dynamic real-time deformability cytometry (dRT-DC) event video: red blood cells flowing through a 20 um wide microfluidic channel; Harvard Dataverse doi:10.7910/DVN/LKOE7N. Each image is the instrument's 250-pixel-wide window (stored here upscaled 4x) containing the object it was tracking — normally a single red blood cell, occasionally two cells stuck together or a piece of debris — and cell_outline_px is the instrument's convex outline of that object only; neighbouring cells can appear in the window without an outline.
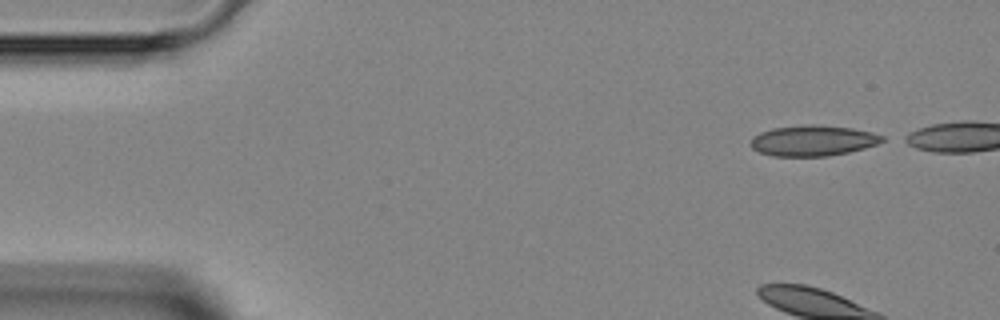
{"species": "Egyptian fruit bat (a non-hibernating species)", "species_latin": "Rousettus aegyptiacus", "temperature_condition": "room temperature", "stored_images_in_passage": 5, "camera_frame_rate_fps": 3000, "um_per_image_px": 0.085, "animal": {"sex": "female"}, "frame": {"image": 1, "passage_image": 1, "time_ms": 0.0, "image_size_px": [1000, 320], "cell_outline_px": [[884, 140], [876, 144], [864, 148], [848, 152], [828, 156], [772, 156], [760, 152], [752, 148], [748, 144], [752, 136], [760, 132], [772, 128], [808, 124], [820, 124], [852, 128], [872, 132], [884, 136]], "centroid_in_image_um": [69.06, 11.94], "position_along_channel_um": 15.9, "area_um2": 23.7}}